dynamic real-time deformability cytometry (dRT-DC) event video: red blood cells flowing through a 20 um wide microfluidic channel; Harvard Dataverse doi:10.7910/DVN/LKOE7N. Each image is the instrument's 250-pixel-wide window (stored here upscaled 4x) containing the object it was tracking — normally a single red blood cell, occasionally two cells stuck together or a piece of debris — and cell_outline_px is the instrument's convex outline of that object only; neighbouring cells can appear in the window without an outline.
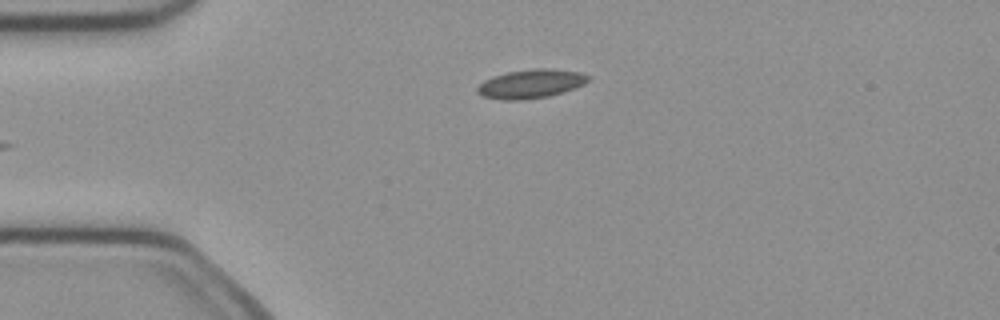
{"species": "common noctule bat (a hibernating species)", "species_latin": "Nyctalus noctula", "temperature_condition": "cold", "stored_images_in_passage": 30, "camera_frame_rate_fps": 3000, "um_per_image_px": 0.085, "animal": {"sex": "female", "body_mass_g": 21.9}, "frame": {"image": 1, "passage_image": 1, "time_ms": 0.0, "image_size_px": [1000, 320], "cell_outline_px": [[588, 80], [584, 84], [564, 92], [548, 96], [524, 100], [504, 100], [480, 96], [476, 92], [476, 88], [484, 80], [508, 72], [540, 68], [548, 68], [580, 72], [588, 76]], "centroid_in_image_um": [45.1, 7.14], "position_along_channel_um": 39.9, "area_um2": 18.5}}
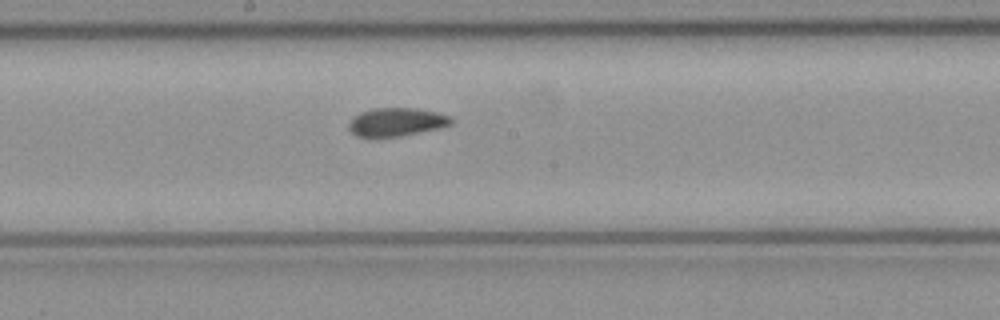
{"frame": {"image": 2, "passage_image": 16, "time_ms": 5.0, "image_size_px": [1000, 320], "cell_outline_px": [[452, 124], [440, 128], [400, 136], [356, 136], [348, 128], [348, 124], [360, 112], [376, 108], [416, 108], [436, 112], [448, 116], [452, 120]], "centroid_in_image_um": [33.71, 10.36], "position_along_channel_um": 214.5, "area_um2": 16.59}}
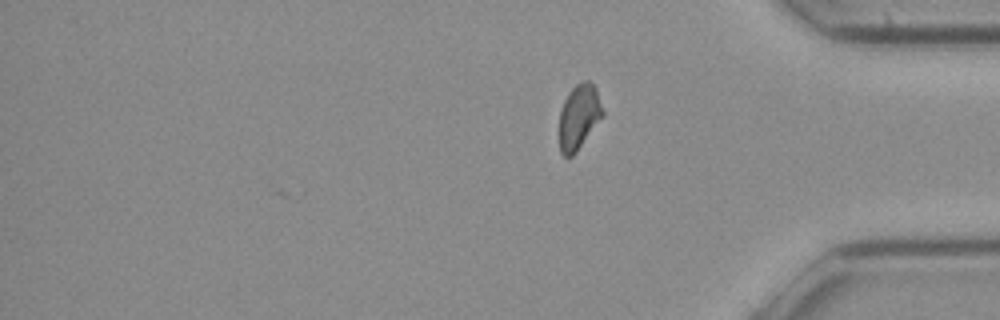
{"frame": {"image": 3, "passage_image": 30, "time_ms": 9.667, "image_size_px": [1000, 320], "cell_outline_px": [[604, 116], [576, 152], [572, 156], [564, 156], [560, 152], [560, 108], [568, 92], [576, 84], [584, 80], [588, 80], [596, 88], [604, 112]], "centroid_in_image_um": [49.22, 9.91], "position_along_channel_um": 386.0, "area_um2": 16.47}, "authors_computed_cell_mechanics": {"area_um2": 17.1955, "velocity_mm_per_s": 4.0205, "shape_relaxation_time_tau1_ms": null, "shape_relaxation_time_tau2_ms": 1.974, "deformation_change_tau1": null, "deformation_change_tau2": 0.0643}}